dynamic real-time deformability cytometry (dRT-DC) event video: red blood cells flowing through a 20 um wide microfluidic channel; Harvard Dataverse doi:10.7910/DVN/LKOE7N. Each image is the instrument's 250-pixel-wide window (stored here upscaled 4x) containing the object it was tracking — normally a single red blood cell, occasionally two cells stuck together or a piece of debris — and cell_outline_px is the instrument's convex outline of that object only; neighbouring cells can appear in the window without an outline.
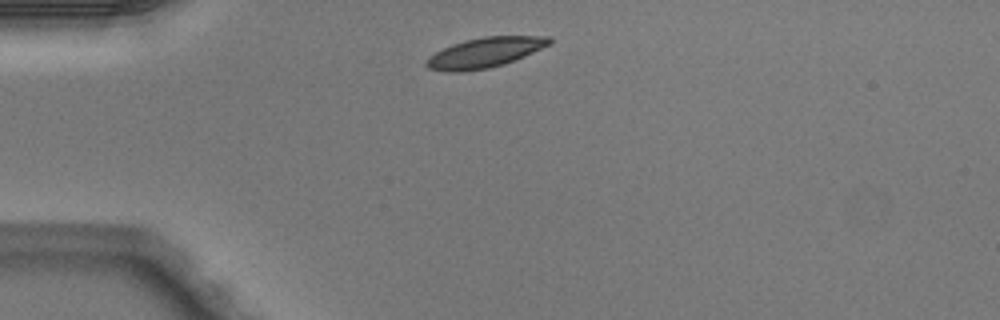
{"species": "Egyptian fruit bat (a non-hibernating species)", "species_latin": "Rousettus aegyptiacus", "temperature_condition": "warm", "stored_images_in_passage": 2, "camera_frame_rate_fps": 3000, "um_per_image_px": 0.085, "animal": {"sex": "male"}, "frame": {"image": 1, "passage_image": 1, "time_ms": 0.0, "image_size_px": [1000, 320], "cell_outline_px": [[552, 44], [524, 56], [504, 64], [488, 68], [460, 72], [452, 72], [428, 68], [424, 64], [424, 60], [428, 56], [452, 44], [464, 40], [484, 36], [552, 36]], "centroid_in_image_um": [41.21, 4.46], "position_along_channel_um": 43.8, "area_um2": 21.62}}